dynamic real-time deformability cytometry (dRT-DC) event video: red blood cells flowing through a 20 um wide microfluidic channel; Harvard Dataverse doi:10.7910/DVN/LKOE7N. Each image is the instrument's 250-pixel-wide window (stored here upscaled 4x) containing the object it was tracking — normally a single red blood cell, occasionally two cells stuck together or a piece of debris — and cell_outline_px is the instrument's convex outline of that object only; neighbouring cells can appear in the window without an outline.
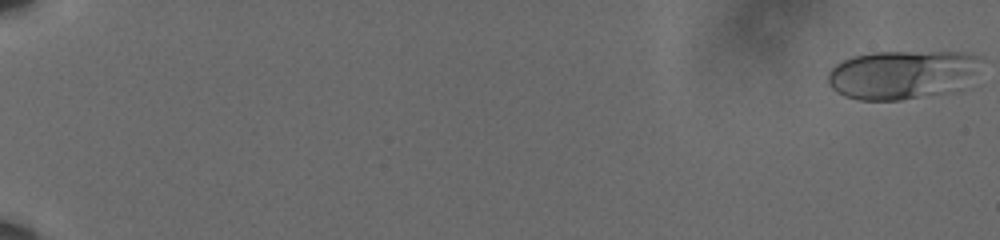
{"species": "human", "species_latin": "Homo sapiens", "temperature_condition": "cold", "stored_images_in_passage": 60, "camera_frame_rate_fps": 3000, "um_per_image_px": 0.085, "donor": {"sex": "male"}, "frame": {"image": 1, "passage_image": 1, "time_ms": 0.0, "image_size_px": [1000, 240], "cell_outline_px": [[980, 56], [964, 88], [960, 92], [900, 100], [860, 100], [844, 96], [836, 92], [828, 84], [828, 72], [836, 64], [852, 56], [872, 52], [968, 52]], "centroid_in_image_um": [76.66, 6.36], "position_along_channel_um": 8.3, "area_um2": 43.87}}
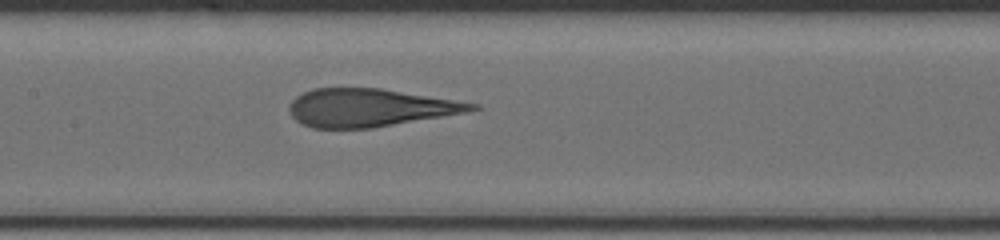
{"frame": {"image": 2, "passage_image": 33, "time_ms": 10.667, "image_size_px": [1000, 240], "cell_outline_px": [[480, 108], [468, 112], [372, 128], [312, 128], [296, 120], [292, 116], [288, 108], [292, 100], [296, 96], [312, 88], [380, 88], [480, 104]], "centroid_in_image_um": [31.42, 9.15], "position_along_channel_um": 176.0, "area_um2": 40.17}}
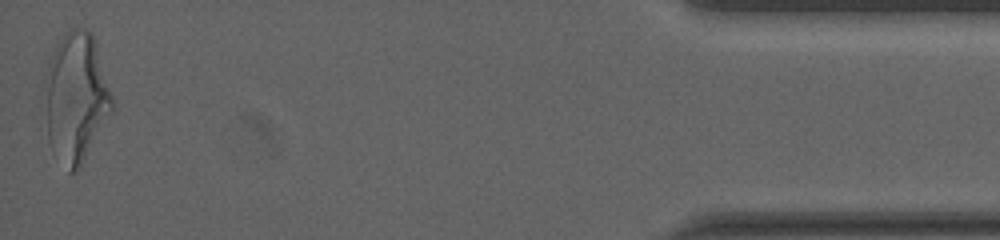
{"frame": {"image": 3, "passage_image": 60, "time_ms": 19.667, "image_size_px": [1000, 240], "cell_outline_px": [[116, 108], [80, 168], [76, 172], [68, 172], [48, 140], [44, 80], [44, 76], [52, 52], [56, 44], [72, 28], [88, 28], [92, 32]], "centroid_in_image_um": [6.49, 8.3], "position_along_channel_um": 428.7, "area_um2": 50.98}}